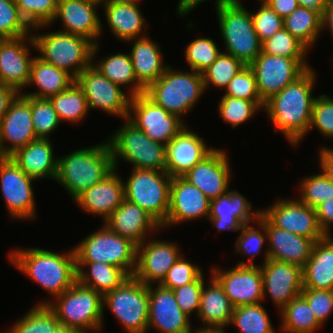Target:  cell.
I'll return each mask as SVG.
<instances>
[{
    "label": "cell",
    "mask_w": 333,
    "mask_h": 333,
    "mask_svg": "<svg viewBox=\"0 0 333 333\" xmlns=\"http://www.w3.org/2000/svg\"><path fill=\"white\" fill-rule=\"evenodd\" d=\"M187 127L166 145V172L171 177H182L215 149Z\"/></svg>",
    "instance_id": "cell-28"
},
{
    "label": "cell",
    "mask_w": 333,
    "mask_h": 333,
    "mask_svg": "<svg viewBox=\"0 0 333 333\" xmlns=\"http://www.w3.org/2000/svg\"><path fill=\"white\" fill-rule=\"evenodd\" d=\"M99 50V43L94 44L92 50V66H94L112 83L120 86L121 88L125 86L130 87L128 88L129 91L127 93L131 97L145 93V89L137 82L129 53L118 52L116 54L114 53V55L105 56L96 61L95 59L97 54H99Z\"/></svg>",
    "instance_id": "cell-36"
},
{
    "label": "cell",
    "mask_w": 333,
    "mask_h": 333,
    "mask_svg": "<svg viewBox=\"0 0 333 333\" xmlns=\"http://www.w3.org/2000/svg\"><path fill=\"white\" fill-rule=\"evenodd\" d=\"M313 128L324 138L333 139V97L321 94L315 98L308 133Z\"/></svg>",
    "instance_id": "cell-53"
},
{
    "label": "cell",
    "mask_w": 333,
    "mask_h": 333,
    "mask_svg": "<svg viewBox=\"0 0 333 333\" xmlns=\"http://www.w3.org/2000/svg\"><path fill=\"white\" fill-rule=\"evenodd\" d=\"M76 268L77 281L102 296L117 288L129 277L122 269L101 262H76Z\"/></svg>",
    "instance_id": "cell-38"
},
{
    "label": "cell",
    "mask_w": 333,
    "mask_h": 333,
    "mask_svg": "<svg viewBox=\"0 0 333 333\" xmlns=\"http://www.w3.org/2000/svg\"><path fill=\"white\" fill-rule=\"evenodd\" d=\"M35 139L31 97L20 93L0 121V153L9 157Z\"/></svg>",
    "instance_id": "cell-20"
},
{
    "label": "cell",
    "mask_w": 333,
    "mask_h": 333,
    "mask_svg": "<svg viewBox=\"0 0 333 333\" xmlns=\"http://www.w3.org/2000/svg\"><path fill=\"white\" fill-rule=\"evenodd\" d=\"M208 1V0H179V3L177 4L176 12L179 17H185L190 12L193 11L197 7V5H200L201 3ZM215 4L218 3H224V2H230L234 0H215ZM239 1V0H237Z\"/></svg>",
    "instance_id": "cell-63"
},
{
    "label": "cell",
    "mask_w": 333,
    "mask_h": 333,
    "mask_svg": "<svg viewBox=\"0 0 333 333\" xmlns=\"http://www.w3.org/2000/svg\"><path fill=\"white\" fill-rule=\"evenodd\" d=\"M150 139L167 145L187 124L157 105L145 93L131 97L127 118Z\"/></svg>",
    "instance_id": "cell-12"
},
{
    "label": "cell",
    "mask_w": 333,
    "mask_h": 333,
    "mask_svg": "<svg viewBox=\"0 0 333 333\" xmlns=\"http://www.w3.org/2000/svg\"><path fill=\"white\" fill-rule=\"evenodd\" d=\"M123 122L107 138L114 169L118 170L120 159L136 169L166 171V145L150 139L128 119Z\"/></svg>",
    "instance_id": "cell-7"
},
{
    "label": "cell",
    "mask_w": 333,
    "mask_h": 333,
    "mask_svg": "<svg viewBox=\"0 0 333 333\" xmlns=\"http://www.w3.org/2000/svg\"><path fill=\"white\" fill-rule=\"evenodd\" d=\"M319 156L321 170L333 181V149L324 145L320 147Z\"/></svg>",
    "instance_id": "cell-62"
},
{
    "label": "cell",
    "mask_w": 333,
    "mask_h": 333,
    "mask_svg": "<svg viewBox=\"0 0 333 333\" xmlns=\"http://www.w3.org/2000/svg\"><path fill=\"white\" fill-rule=\"evenodd\" d=\"M37 305H47L55 313L61 326L77 333L102 332L105 315L103 296L78 281L53 300L42 299Z\"/></svg>",
    "instance_id": "cell-4"
},
{
    "label": "cell",
    "mask_w": 333,
    "mask_h": 333,
    "mask_svg": "<svg viewBox=\"0 0 333 333\" xmlns=\"http://www.w3.org/2000/svg\"><path fill=\"white\" fill-rule=\"evenodd\" d=\"M9 262L55 298L77 281L74 249L59 253L43 248H15Z\"/></svg>",
    "instance_id": "cell-2"
},
{
    "label": "cell",
    "mask_w": 333,
    "mask_h": 333,
    "mask_svg": "<svg viewBox=\"0 0 333 333\" xmlns=\"http://www.w3.org/2000/svg\"><path fill=\"white\" fill-rule=\"evenodd\" d=\"M141 0H105L104 4H136Z\"/></svg>",
    "instance_id": "cell-67"
},
{
    "label": "cell",
    "mask_w": 333,
    "mask_h": 333,
    "mask_svg": "<svg viewBox=\"0 0 333 333\" xmlns=\"http://www.w3.org/2000/svg\"><path fill=\"white\" fill-rule=\"evenodd\" d=\"M282 333H316L322 328L306 299L299 295L280 311Z\"/></svg>",
    "instance_id": "cell-39"
},
{
    "label": "cell",
    "mask_w": 333,
    "mask_h": 333,
    "mask_svg": "<svg viewBox=\"0 0 333 333\" xmlns=\"http://www.w3.org/2000/svg\"><path fill=\"white\" fill-rule=\"evenodd\" d=\"M5 40H6L5 38H1V37H0V47H1V44H2Z\"/></svg>",
    "instance_id": "cell-70"
},
{
    "label": "cell",
    "mask_w": 333,
    "mask_h": 333,
    "mask_svg": "<svg viewBox=\"0 0 333 333\" xmlns=\"http://www.w3.org/2000/svg\"><path fill=\"white\" fill-rule=\"evenodd\" d=\"M192 333H226L225 329L222 328H206V327H199L194 328Z\"/></svg>",
    "instance_id": "cell-66"
},
{
    "label": "cell",
    "mask_w": 333,
    "mask_h": 333,
    "mask_svg": "<svg viewBox=\"0 0 333 333\" xmlns=\"http://www.w3.org/2000/svg\"><path fill=\"white\" fill-rule=\"evenodd\" d=\"M315 209L319 228L325 235L333 234L330 233L333 226V198L324 200Z\"/></svg>",
    "instance_id": "cell-59"
},
{
    "label": "cell",
    "mask_w": 333,
    "mask_h": 333,
    "mask_svg": "<svg viewBox=\"0 0 333 333\" xmlns=\"http://www.w3.org/2000/svg\"><path fill=\"white\" fill-rule=\"evenodd\" d=\"M20 93L11 86L0 85V121L10 107V104Z\"/></svg>",
    "instance_id": "cell-61"
},
{
    "label": "cell",
    "mask_w": 333,
    "mask_h": 333,
    "mask_svg": "<svg viewBox=\"0 0 333 333\" xmlns=\"http://www.w3.org/2000/svg\"><path fill=\"white\" fill-rule=\"evenodd\" d=\"M53 333H77L71 328H67L65 326H59Z\"/></svg>",
    "instance_id": "cell-68"
},
{
    "label": "cell",
    "mask_w": 333,
    "mask_h": 333,
    "mask_svg": "<svg viewBox=\"0 0 333 333\" xmlns=\"http://www.w3.org/2000/svg\"><path fill=\"white\" fill-rule=\"evenodd\" d=\"M226 150L215 148L182 177L211 201L228 192L232 174Z\"/></svg>",
    "instance_id": "cell-22"
},
{
    "label": "cell",
    "mask_w": 333,
    "mask_h": 333,
    "mask_svg": "<svg viewBox=\"0 0 333 333\" xmlns=\"http://www.w3.org/2000/svg\"><path fill=\"white\" fill-rule=\"evenodd\" d=\"M140 3L136 4H104L107 27L116 38L124 43L146 36L147 22Z\"/></svg>",
    "instance_id": "cell-35"
},
{
    "label": "cell",
    "mask_w": 333,
    "mask_h": 333,
    "mask_svg": "<svg viewBox=\"0 0 333 333\" xmlns=\"http://www.w3.org/2000/svg\"><path fill=\"white\" fill-rule=\"evenodd\" d=\"M322 172L305 176L299 183V200L304 204L316 208L326 199L333 198V181Z\"/></svg>",
    "instance_id": "cell-49"
},
{
    "label": "cell",
    "mask_w": 333,
    "mask_h": 333,
    "mask_svg": "<svg viewBox=\"0 0 333 333\" xmlns=\"http://www.w3.org/2000/svg\"><path fill=\"white\" fill-rule=\"evenodd\" d=\"M204 281L203 272L194 282L172 290L178 306L189 317L193 312L198 314Z\"/></svg>",
    "instance_id": "cell-57"
},
{
    "label": "cell",
    "mask_w": 333,
    "mask_h": 333,
    "mask_svg": "<svg viewBox=\"0 0 333 333\" xmlns=\"http://www.w3.org/2000/svg\"><path fill=\"white\" fill-rule=\"evenodd\" d=\"M256 12H251L253 26L262 43L283 28V19L263 0Z\"/></svg>",
    "instance_id": "cell-56"
},
{
    "label": "cell",
    "mask_w": 333,
    "mask_h": 333,
    "mask_svg": "<svg viewBox=\"0 0 333 333\" xmlns=\"http://www.w3.org/2000/svg\"><path fill=\"white\" fill-rule=\"evenodd\" d=\"M245 65L235 58L233 55L224 53V51L217 57L215 62L202 72L205 92L210 88V84L217 89H225L230 83L231 79L243 68ZM209 86V87H208Z\"/></svg>",
    "instance_id": "cell-46"
},
{
    "label": "cell",
    "mask_w": 333,
    "mask_h": 333,
    "mask_svg": "<svg viewBox=\"0 0 333 333\" xmlns=\"http://www.w3.org/2000/svg\"><path fill=\"white\" fill-rule=\"evenodd\" d=\"M207 285H204L201 292L200 308L198 311V319L201 320L200 327L206 328H222L229 327L234 306L225 295L223 286L212 275Z\"/></svg>",
    "instance_id": "cell-33"
},
{
    "label": "cell",
    "mask_w": 333,
    "mask_h": 333,
    "mask_svg": "<svg viewBox=\"0 0 333 333\" xmlns=\"http://www.w3.org/2000/svg\"><path fill=\"white\" fill-rule=\"evenodd\" d=\"M299 6H304L305 8L320 11L323 13L324 8L329 3L330 0H297Z\"/></svg>",
    "instance_id": "cell-65"
},
{
    "label": "cell",
    "mask_w": 333,
    "mask_h": 333,
    "mask_svg": "<svg viewBox=\"0 0 333 333\" xmlns=\"http://www.w3.org/2000/svg\"><path fill=\"white\" fill-rule=\"evenodd\" d=\"M31 112L36 137L50 139L61 121L49 98L31 97Z\"/></svg>",
    "instance_id": "cell-50"
},
{
    "label": "cell",
    "mask_w": 333,
    "mask_h": 333,
    "mask_svg": "<svg viewBox=\"0 0 333 333\" xmlns=\"http://www.w3.org/2000/svg\"><path fill=\"white\" fill-rule=\"evenodd\" d=\"M303 288L333 290V238L326 235L313 245L302 268Z\"/></svg>",
    "instance_id": "cell-34"
},
{
    "label": "cell",
    "mask_w": 333,
    "mask_h": 333,
    "mask_svg": "<svg viewBox=\"0 0 333 333\" xmlns=\"http://www.w3.org/2000/svg\"><path fill=\"white\" fill-rule=\"evenodd\" d=\"M49 100L63 123L78 124L89 113L86 97L82 88L74 81L65 91L52 95Z\"/></svg>",
    "instance_id": "cell-41"
},
{
    "label": "cell",
    "mask_w": 333,
    "mask_h": 333,
    "mask_svg": "<svg viewBox=\"0 0 333 333\" xmlns=\"http://www.w3.org/2000/svg\"><path fill=\"white\" fill-rule=\"evenodd\" d=\"M205 93L202 73L173 69L168 65L164 73L152 83L145 94L157 105L181 119L193 110Z\"/></svg>",
    "instance_id": "cell-6"
},
{
    "label": "cell",
    "mask_w": 333,
    "mask_h": 333,
    "mask_svg": "<svg viewBox=\"0 0 333 333\" xmlns=\"http://www.w3.org/2000/svg\"><path fill=\"white\" fill-rule=\"evenodd\" d=\"M160 239H146L137 246L135 278L145 285L160 284L171 266L183 253L176 244Z\"/></svg>",
    "instance_id": "cell-19"
},
{
    "label": "cell",
    "mask_w": 333,
    "mask_h": 333,
    "mask_svg": "<svg viewBox=\"0 0 333 333\" xmlns=\"http://www.w3.org/2000/svg\"><path fill=\"white\" fill-rule=\"evenodd\" d=\"M223 95L250 101H263L259 95L257 82L252 69L243 67L225 88Z\"/></svg>",
    "instance_id": "cell-55"
},
{
    "label": "cell",
    "mask_w": 333,
    "mask_h": 333,
    "mask_svg": "<svg viewBox=\"0 0 333 333\" xmlns=\"http://www.w3.org/2000/svg\"><path fill=\"white\" fill-rule=\"evenodd\" d=\"M301 295L308 302L317 321L323 326L333 312V290L303 288Z\"/></svg>",
    "instance_id": "cell-58"
},
{
    "label": "cell",
    "mask_w": 333,
    "mask_h": 333,
    "mask_svg": "<svg viewBox=\"0 0 333 333\" xmlns=\"http://www.w3.org/2000/svg\"><path fill=\"white\" fill-rule=\"evenodd\" d=\"M283 27L311 50L318 37L322 35V13L298 6L283 19Z\"/></svg>",
    "instance_id": "cell-40"
},
{
    "label": "cell",
    "mask_w": 333,
    "mask_h": 333,
    "mask_svg": "<svg viewBox=\"0 0 333 333\" xmlns=\"http://www.w3.org/2000/svg\"><path fill=\"white\" fill-rule=\"evenodd\" d=\"M32 38L39 58L76 78L92 62L94 43L88 38L62 31L34 33Z\"/></svg>",
    "instance_id": "cell-8"
},
{
    "label": "cell",
    "mask_w": 333,
    "mask_h": 333,
    "mask_svg": "<svg viewBox=\"0 0 333 333\" xmlns=\"http://www.w3.org/2000/svg\"><path fill=\"white\" fill-rule=\"evenodd\" d=\"M317 81L315 69L308 68L295 81L265 102L264 110L275 127L293 147L308 134Z\"/></svg>",
    "instance_id": "cell-1"
},
{
    "label": "cell",
    "mask_w": 333,
    "mask_h": 333,
    "mask_svg": "<svg viewBox=\"0 0 333 333\" xmlns=\"http://www.w3.org/2000/svg\"><path fill=\"white\" fill-rule=\"evenodd\" d=\"M106 307L127 333H148V285L134 276L103 296V309Z\"/></svg>",
    "instance_id": "cell-11"
},
{
    "label": "cell",
    "mask_w": 333,
    "mask_h": 333,
    "mask_svg": "<svg viewBox=\"0 0 333 333\" xmlns=\"http://www.w3.org/2000/svg\"><path fill=\"white\" fill-rule=\"evenodd\" d=\"M211 274L223 286L234 307L262 303L263 277L260 265H235L229 270L214 266Z\"/></svg>",
    "instance_id": "cell-17"
},
{
    "label": "cell",
    "mask_w": 333,
    "mask_h": 333,
    "mask_svg": "<svg viewBox=\"0 0 333 333\" xmlns=\"http://www.w3.org/2000/svg\"><path fill=\"white\" fill-rule=\"evenodd\" d=\"M88 1L94 2L98 5H101V4L104 5V2H105V0H88Z\"/></svg>",
    "instance_id": "cell-69"
},
{
    "label": "cell",
    "mask_w": 333,
    "mask_h": 333,
    "mask_svg": "<svg viewBox=\"0 0 333 333\" xmlns=\"http://www.w3.org/2000/svg\"><path fill=\"white\" fill-rule=\"evenodd\" d=\"M327 28H329L333 38V0L329 1L322 13V32L327 30Z\"/></svg>",
    "instance_id": "cell-64"
},
{
    "label": "cell",
    "mask_w": 333,
    "mask_h": 333,
    "mask_svg": "<svg viewBox=\"0 0 333 333\" xmlns=\"http://www.w3.org/2000/svg\"><path fill=\"white\" fill-rule=\"evenodd\" d=\"M37 180L26 175L10 158L0 160V190L9 216L14 220H34L36 202L33 183Z\"/></svg>",
    "instance_id": "cell-14"
},
{
    "label": "cell",
    "mask_w": 333,
    "mask_h": 333,
    "mask_svg": "<svg viewBox=\"0 0 333 333\" xmlns=\"http://www.w3.org/2000/svg\"><path fill=\"white\" fill-rule=\"evenodd\" d=\"M153 285H148V331L154 328L160 333H192L191 319L178 306L173 291Z\"/></svg>",
    "instance_id": "cell-23"
},
{
    "label": "cell",
    "mask_w": 333,
    "mask_h": 333,
    "mask_svg": "<svg viewBox=\"0 0 333 333\" xmlns=\"http://www.w3.org/2000/svg\"><path fill=\"white\" fill-rule=\"evenodd\" d=\"M112 232L130 240L136 246L149 239V234L159 232L161 225L138 205L126 200L103 221ZM152 232V233H150Z\"/></svg>",
    "instance_id": "cell-29"
},
{
    "label": "cell",
    "mask_w": 333,
    "mask_h": 333,
    "mask_svg": "<svg viewBox=\"0 0 333 333\" xmlns=\"http://www.w3.org/2000/svg\"><path fill=\"white\" fill-rule=\"evenodd\" d=\"M251 202L237 190L229 189L227 193L210 201L208 220L213 227L221 231H239L243 225L257 221L261 209L252 210Z\"/></svg>",
    "instance_id": "cell-27"
},
{
    "label": "cell",
    "mask_w": 333,
    "mask_h": 333,
    "mask_svg": "<svg viewBox=\"0 0 333 333\" xmlns=\"http://www.w3.org/2000/svg\"><path fill=\"white\" fill-rule=\"evenodd\" d=\"M209 207L210 200L201 190L183 177H172L169 210L166 222L161 228L163 230L203 217L208 220Z\"/></svg>",
    "instance_id": "cell-24"
},
{
    "label": "cell",
    "mask_w": 333,
    "mask_h": 333,
    "mask_svg": "<svg viewBox=\"0 0 333 333\" xmlns=\"http://www.w3.org/2000/svg\"><path fill=\"white\" fill-rule=\"evenodd\" d=\"M221 97L218 105L219 116L223 119L224 124H230L232 127H238L250 120L256 112L264 110V101H250L225 95Z\"/></svg>",
    "instance_id": "cell-44"
},
{
    "label": "cell",
    "mask_w": 333,
    "mask_h": 333,
    "mask_svg": "<svg viewBox=\"0 0 333 333\" xmlns=\"http://www.w3.org/2000/svg\"><path fill=\"white\" fill-rule=\"evenodd\" d=\"M258 219L265 225L269 244L264 251L263 264L270 258L303 268L310 258L315 242L274 226L262 213Z\"/></svg>",
    "instance_id": "cell-26"
},
{
    "label": "cell",
    "mask_w": 333,
    "mask_h": 333,
    "mask_svg": "<svg viewBox=\"0 0 333 333\" xmlns=\"http://www.w3.org/2000/svg\"><path fill=\"white\" fill-rule=\"evenodd\" d=\"M54 155L50 139L37 138L9 157L29 177L35 180L51 178L55 181L58 173V157Z\"/></svg>",
    "instance_id": "cell-31"
},
{
    "label": "cell",
    "mask_w": 333,
    "mask_h": 333,
    "mask_svg": "<svg viewBox=\"0 0 333 333\" xmlns=\"http://www.w3.org/2000/svg\"><path fill=\"white\" fill-rule=\"evenodd\" d=\"M258 227L254 228L250 223L245 224L239 230L240 234L235 242V250L237 253L247 255L248 260L236 263L237 265H254V258L256 255L262 253L263 246H266L265 243L267 241V232L265 229V225L257 219L255 222Z\"/></svg>",
    "instance_id": "cell-45"
},
{
    "label": "cell",
    "mask_w": 333,
    "mask_h": 333,
    "mask_svg": "<svg viewBox=\"0 0 333 333\" xmlns=\"http://www.w3.org/2000/svg\"><path fill=\"white\" fill-rule=\"evenodd\" d=\"M98 6L101 7L88 0H58L53 21L49 25L35 26L32 31L47 29L59 19L63 27V30L59 31L84 36L97 44L103 32V23L97 12Z\"/></svg>",
    "instance_id": "cell-18"
},
{
    "label": "cell",
    "mask_w": 333,
    "mask_h": 333,
    "mask_svg": "<svg viewBox=\"0 0 333 333\" xmlns=\"http://www.w3.org/2000/svg\"><path fill=\"white\" fill-rule=\"evenodd\" d=\"M76 83L82 88L88 108L99 109L122 120L128 118L131 96L112 83L94 66L85 68L76 78Z\"/></svg>",
    "instance_id": "cell-15"
},
{
    "label": "cell",
    "mask_w": 333,
    "mask_h": 333,
    "mask_svg": "<svg viewBox=\"0 0 333 333\" xmlns=\"http://www.w3.org/2000/svg\"><path fill=\"white\" fill-rule=\"evenodd\" d=\"M249 67L255 75L259 95L266 102L311 66L306 58L274 56L261 51Z\"/></svg>",
    "instance_id": "cell-13"
},
{
    "label": "cell",
    "mask_w": 333,
    "mask_h": 333,
    "mask_svg": "<svg viewBox=\"0 0 333 333\" xmlns=\"http://www.w3.org/2000/svg\"><path fill=\"white\" fill-rule=\"evenodd\" d=\"M103 225L73 247L76 262L111 264L122 269L128 276H133L137 246Z\"/></svg>",
    "instance_id": "cell-9"
},
{
    "label": "cell",
    "mask_w": 333,
    "mask_h": 333,
    "mask_svg": "<svg viewBox=\"0 0 333 333\" xmlns=\"http://www.w3.org/2000/svg\"><path fill=\"white\" fill-rule=\"evenodd\" d=\"M114 170L108 141L59 156L56 180L74 200Z\"/></svg>",
    "instance_id": "cell-3"
},
{
    "label": "cell",
    "mask_w": 333,
    "mask_h": 333,
    "mask_svg": "<svg viewBox=\"0 0 333 333\" xmlns=\"http://www.w3.org/2000/svg\"><path fill=\"white\" fill-rule=\"evenodd\" d=\"M171 180L166 171L132 168L129 178L123 180L124 197L162 226L169 210Z\"/></svg>",
    "instance_id": "cell-10"
},
{
    "label": "cell",
    "mask_w": 333,
    "mask_h": 333,
    "mask_svg": "<svg viewBox=\"0 0 333 333\" xmlns=\"http://www.w3.org/2000/svg\"><path fill=\"white\" fill-rule=\"evenodd\" d=\"M30 48L36 49L32 34L6 39L0 47V85L11 86L19 93L26 88L30 80Z\"/></svg>",
    "instance_id": "cell-25"
},
{
    "label": "cell",
    "mask_w": 333,
    "mask_h": 333,
    "mask_svg": "<svg viewBox=\"0 0 333 333\" xmlns=\"http://www.w3.org/2000/svg\"><path fill=\"white\" fill-rule=\"evenodd\" d=\"M132 44L129 54L132 60L137 82L146 90L166 70L163 52L158 42L150 36L127 41Z\"/></svg>",
    "instance_id": "cell-32"
},
{
    "label": "cell",
    "mask_w": 333,
    "mask_h": 333,
    "mask_svg": "<svg viewBox=\"0 0 333 333\" xmlns=\"http://www.w3.org/2000/svg\"><path fill=\"white\" fill-rule=\"evenodd\" d=\"M261 213L276 227L314 242L326 235L319 228L316 209L301 202L298 198H281L271 206L261 209Z\"/></svg>",
    "instance_id": "cell-16"
},
{
    "label": "cell",
    "mask_w": 333,
    "mask_h": 333,
    "mask_svg": "<svg viewBox=\"0 0 333 333\" xmlns=\"http://www.w3.org/2000/svg\"><path fill=\"white\" fill-rule=\"evenodd\" d=\"M265 54L288 58H307L309 49L284 27L262 42Z\"/></svg>",
    "instance_id": "cell-47"
},
{
    "label": "cell",
    "mask_w": 333,
    "mask_h": 333,
    "mask_svg": "<svg viewBox=\"0 0 333 333\" xmlns=\"http://www.w3.org/2000/svg\"><path fill=\"white\" fill-rule=\"evenodd\" d=\"M218 48L210 37H197L189 42L184 52L188 68L198 73L204 72L222 53Z\"/></svg>",
    "instance_id": "cell-48"
},
{
    "label": "cell",
    "mask_w": 333,
    "mask_h": 333,
    "mask_svg": "<svg viewBox=\"0 0 333 333\" xmlns=\"http://www.w3.org/2000/svg\"><path fill=\"white\" fill-rule=\"evenodd\" d=\"M266 2L282 19L289 16L298 6L297 0H263Z\"/></svg>",
    "instance_id": "cell-60"
},
{
    "label": "cell",
    "mask_w": 333,
    "mask_h": 333,
    "mask_svg": "<svg viewBox=\"0 0 333 333\" xmlns=\"http://www.w3.org/2000/svg\"><path fill=\"white\" fill-rule=\"evenodd\" d=\"M15 322L5 333H53L60 326L55 313L47 305L37 304Z\"/></svg>",
    "instance_id": "cell-43"
},
{
    "label": "cell",
    "mask_w": 333,
    "mask_h": 333,
    "mask_svg": "<svg viewBox=\"0 0 333 333\" xmlns=\"http://www.w3.org/2000/svg\"><path fill=\"white\" fill-rule=\"evenodd\" d=\"M32 33V28L22 18L15 0H0V37L20 38Z\"/></svg>",
    "instance_id": "cell-51"
},
{
    "label": "cell",
    "mask_w": 333,
    "mask_h": 333,
    "mask_svg": "<svg viewBox=\"0 0 333 333\" xmlns=\"http://www.w3.org/2000/svg\"><path fill=\"white\" fill-rule=\"evenodd\" d=\"M215 4L216 16L225 52L249 66L261 53L262 43L255 32L251 12L240 3Z\"/></svg>",
    "instance_id": "cell-5"
},
{
    "label": "cell",
    "mask_w": 333,
    "mask_h": 333,
    "mask_svg": "<svg viewBox=\"0 0 333 333\" xmlns=\"http://www.w3.org/2000/svg\"><path fill=\"white\" fill-rule=\"evenodd\" d=\"M263 298L269 296L279 311L303 290L302 268L295 264L268 259L260 265ZM269 294V295H268Z\"/></svg>",
    "instance_id": "cell-21"
},
{
    "label": "cell",
    "mask_w": 333,
    "mask_h": 333,
    "mask_svg": "<svg viewBox=\"0 0 333 333\" xmlns=\"http://www.w3.org/2000/svg\"><path fill=\"white\" fill-rule=\"evenodd\" d=\"M261 304L235 307L231 327L235 326L240 333H277Z\"/></svg>",
    "instance_id": "cell-42"
},
{
    "label": "cell",
    "mask_w": 333,
    "mask_h": 333,
    "mask_svg": "<svg viewBox=\"0 0 333 333\" xmlns=\"http://www.w3.org/2000/svg\"><path fill=\"white\" fill-rule=\"evenodd\" d=\"M184 255L182 254L171 266L160 283L161 286L173 290L194 282L203 273V269L198 264H192Z\"/></svg>",
    "instance_id": "cell-54"
},
{
    "label": "cell",
    "mask_w": 333,
    "mask_h": 333,
    "mask_svg": "<svg viewBox=\"0 0 333 333\" xmlns=\"http://www.w3.org/2000/svg\"><path fill=\"white\" fill-rule=\"evenodd\" d=\"M114 169L101 182L79 194L73 201L93 215L103 217L105 221L124 200L123 179Z\"/></svg>",
    "instance_id": "cell-30"
},
{
    "label": "cell",
    "mask_w": 333,
    "mask_h": 333,
    "mask_svg": "<svg viewBox=\"0 0 333 333\" xmlns=\"http://www.w3.org/2000/svg\"><path fill=\"white\" fill-rule=\"evenodd\" d=\"M74 81L75 78L67 71L56 68L53 64L45 62L38 56H34L27 87L33 85L38 90L33 93L22 92L21 94L30 97L49 98L52 95L65 91Z\"/></svg>",
    "instance_id": "cell-37"
},
{
    "label": "cell",
    "mask_w": 333,
    "mask_h": 333,
    "mask_svg": "<svg viewBox=\"0 0 333 333\" xmlns=\"http://www.w3.org/2000/svg\"><path fill=\"white\" fill-rule=\"evenodd\" d=\"M22 18L33 28L49 25L56 14L58 0H15Z\"/></svg>",
    "instance_id": "cell-52"
}]
</instances>
